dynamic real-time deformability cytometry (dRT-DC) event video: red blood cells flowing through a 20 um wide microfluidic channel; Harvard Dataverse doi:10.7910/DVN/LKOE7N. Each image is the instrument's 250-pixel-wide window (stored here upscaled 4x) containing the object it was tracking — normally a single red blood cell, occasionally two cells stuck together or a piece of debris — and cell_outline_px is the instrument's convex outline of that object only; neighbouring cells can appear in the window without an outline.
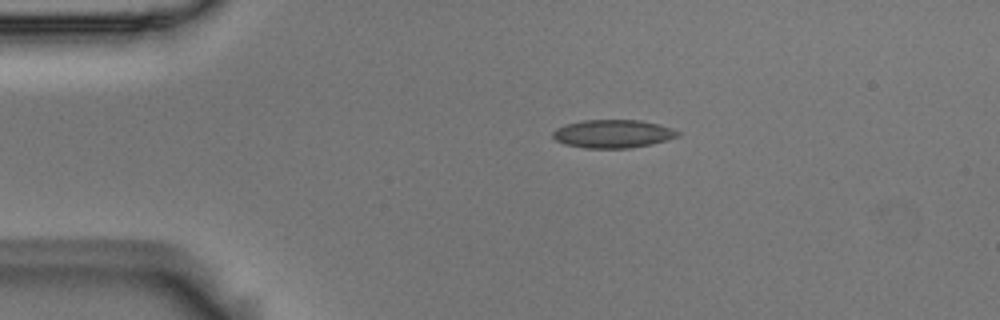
{"species": "Egyptian fruit bat (a non-hibernating species)", "species_latin": "Rousettus aegyptiacus", "temperature_condition": "room temperature", "stored_images_in_passage": 44, "camera_frame_rate_fps": 3000, "um_per_image_px": 0.085, "animal": {"sex": "male"}, "frame": {"image": 1, "passage_image": 1, "time_ms": 0.0, "image_size_px": [1000, 320], "cell_outline_px": [[680, 136], [668, 140], [652, 144], [628, 148], [584, 148], [564, 144], [556, 140], [552, 136], [552, 132], [556, 128], [564, 124], [584, 120], [640, 120], [660, 124], [672, 128], [680, 132]], "centroid_in_image_um": [52.11, 11.37], "position_along_channel_um": 32.9, "area_um2": 20.75}}
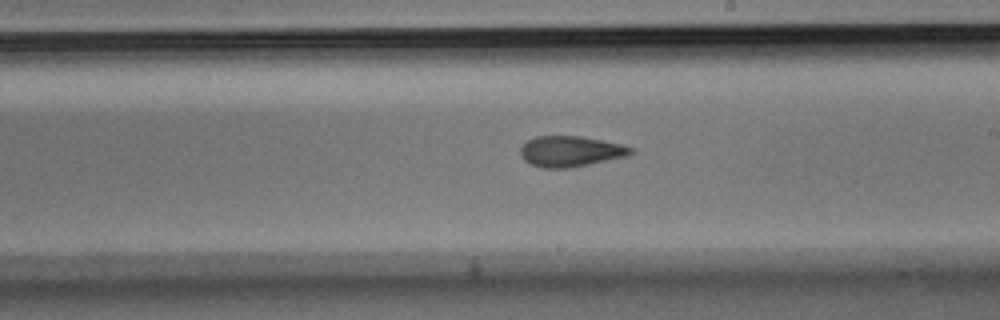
{"frame": {"image": 2, "passage_image": 21, "time_ms": 6.667, "image_size_px": [1000, 320], "cell_outline_px": [[636, 152], [628, 156], [568, 168], [540, 168], [524, 160], [520, 156], [520, 148], [528, 140], [536, 136], [580, 136], [604, 140], [636, 148]], "centroid_in_image_um": [48.53, 12.86], "position_along_channel_um": 240.5, "area_um2": 19.88}}
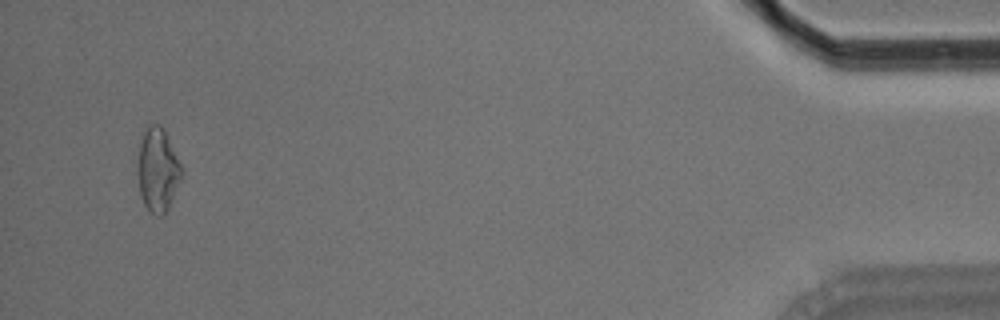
{"frame": {"image": 3, "passage_image": 42, "time_ms": 13.667, "image_size_px": [1000, 320], "cell_outline_px": [[184, 172], [168, 208], [160, 216], [156, 216], [148, 212], [144, 204], [140, 192], [136, 172], [140, 144], [144, 128], [148, 124], [160, 124], [164, 128], [184, 168]], "centroid_in_image_um": [13.41, 14.41], "position_along_channel_um": 421.8, "area_um2": 21.91}, "authors_computed_cell_mechanics": {"area_um2": 19.9699, "velocity_mm_per_s": 3.7238, "shape_relaxation_time_tau1_ms": null, "shape_relaxation_time_tau2_ms": 4.1284, "deformation_change_tau1": null, "deformation_change_tau2": 0.1201}}